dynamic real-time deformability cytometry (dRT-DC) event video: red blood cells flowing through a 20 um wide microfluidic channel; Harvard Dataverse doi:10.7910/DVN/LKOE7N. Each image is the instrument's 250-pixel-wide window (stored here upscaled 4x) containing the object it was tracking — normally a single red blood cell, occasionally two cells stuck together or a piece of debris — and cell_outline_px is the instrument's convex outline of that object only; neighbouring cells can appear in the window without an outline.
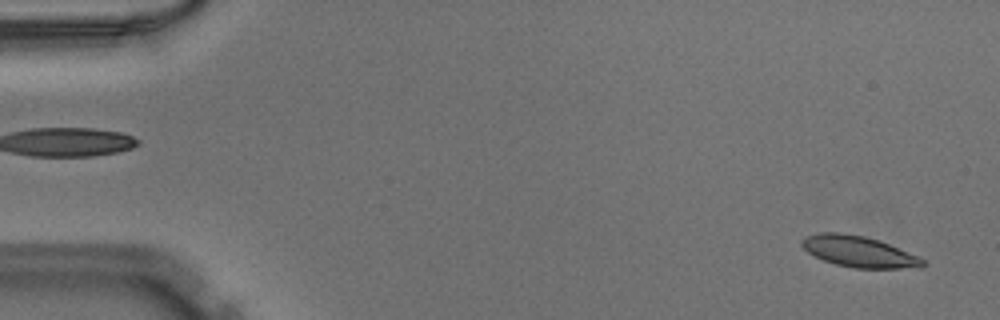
{"species": "Egyptian fruit bat (a non-hibernating species)", "species_latin": "Rousettus aegyptiacus", "temperature_condition": "warm", "stored_images_in_passage": 51, "camera_frame_rate_fps": 3000, "um_per_image_px": 0.085, "animal": {"sex": "male"}, "frame": {"image": 1, "passage_image": 2, "time_ms": 0.333, "image_size_px": [1000, 320], "cell_outline_px": [[924, 264], [920, 268], [852, 268], [836, 264], [824, 260], [808, 252], [800, 244], [800, 240], [804, 236], [820, 232], [844, 232], [864, 236], [888, 244], [916, 256], [924, 260]], "centroid_in_image_um": [72.93, 21.37], "position_along_channel_um": 12.1, "area_um2": 21.68}}
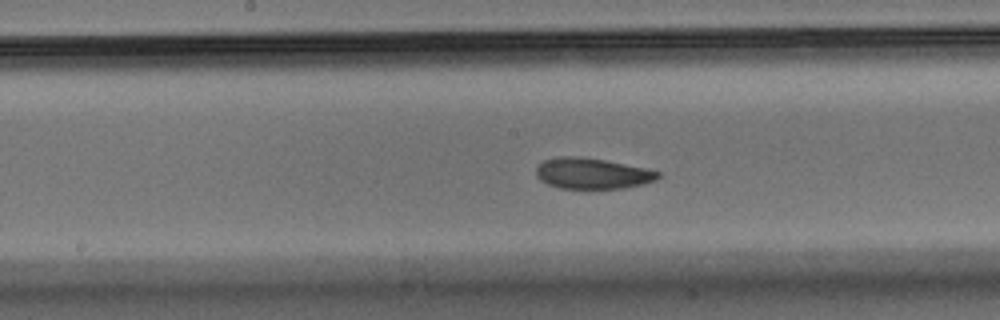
{"frame": {"image": 2, "passage_image": 26, "time_ms": 8.333, "image_size_px": [1000, 320], "cell_outline_px": [[660, 176], [656, 180], [644, 184], [624, 188], [560, 188], [548, 184], [540, 180], [536, 176], [536, 168], [544, 160], [560, 156], [580, 156], [604, 160], [644, 168], [660, 172]], "centroid_in_image_um": [50.33, 14.74], "position_along_channel_um": 197.9, "area_um2": 21.79}}
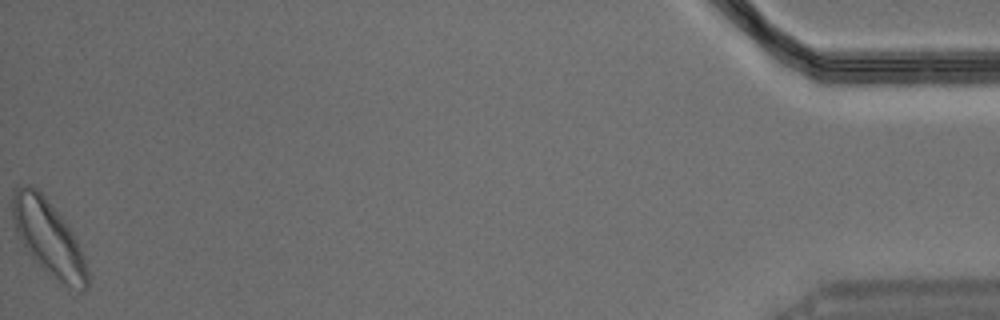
{"frame": {"image": 3, "passage_image": 51, "time_ms": 16.667, "image_size_px": [1000, 320], "cell_outline_px": [[88, 284], [84, 292], [80, 292], [60, 280], [40, 264], [28, 252], [12, 220], [12, 196], [16, 188], [24, 184], [28, 184], [36, 188], [44, 196], [68, 224], [80, 248], [88, 272]], "centroid_in_image_um": [4.13, 20.15], "position_along_channel_um": 431.1, "area_um2": 31.67}}